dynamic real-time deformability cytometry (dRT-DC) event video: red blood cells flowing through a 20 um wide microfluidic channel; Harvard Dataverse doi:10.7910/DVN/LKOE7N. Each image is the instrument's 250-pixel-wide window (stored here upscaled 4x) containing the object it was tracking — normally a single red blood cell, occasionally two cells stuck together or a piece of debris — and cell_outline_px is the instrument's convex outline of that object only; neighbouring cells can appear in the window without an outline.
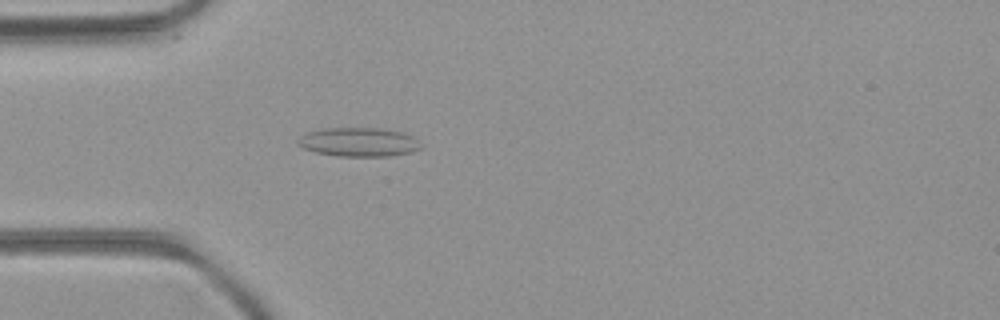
{"species": "common noctule bat (a hibernating species)", "species_latin": "Nyctalus noctula", "temperature_condition": "room temperature", "stored_images_in_passage": 47, "camera_frame_rate_fps": 3000, "um_per_image_px": 0.085, "animal": {"sex": "female", "body_mass_g": 21.9}, "frame": {"image": 1, "passage_image": 11, "time_ms": 3.333, "image_size_px": [1000, 320], "cell_outline_px": [[424, 148], [412, 152], [388, 156], [336, 156], [316, 152], [304, 148], [296, 144], [296, 140], [300, 136], [308, 132], [324, 128], [380, 128], [400, 132], [412, 136]], "centroid_in_image_um": [30.47, 12.08], "position_along_channel_um": 54.5, "area_um2": 20.75}}
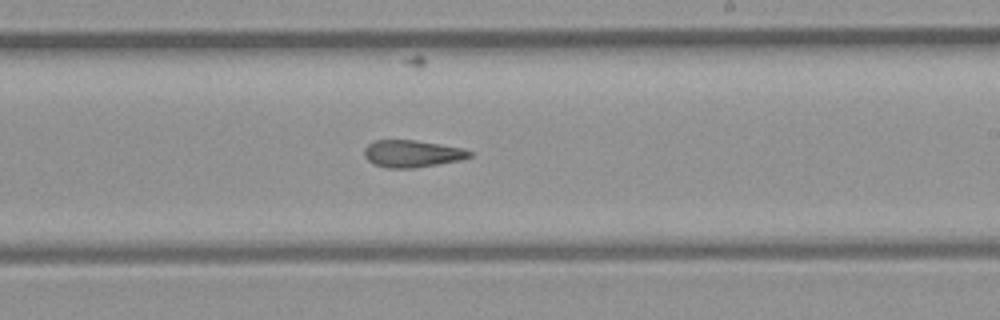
{"frame": {"image": 2, "passage_image": 26, "time_ms": 8.333, "image_size_px": [1000, 320], "cell_outline_px": [[472, 156], [460, 160], [416, 168], [388, 168], [372, 164], [364, 156], [364, 148], [368, 144], [376, 140], [416, 140], [460, 148], [472, 152]], "centroid_in_image_um": [34.99, 13.07], "position_along_channel_um": 254.0, "area_um2": 16.59}}
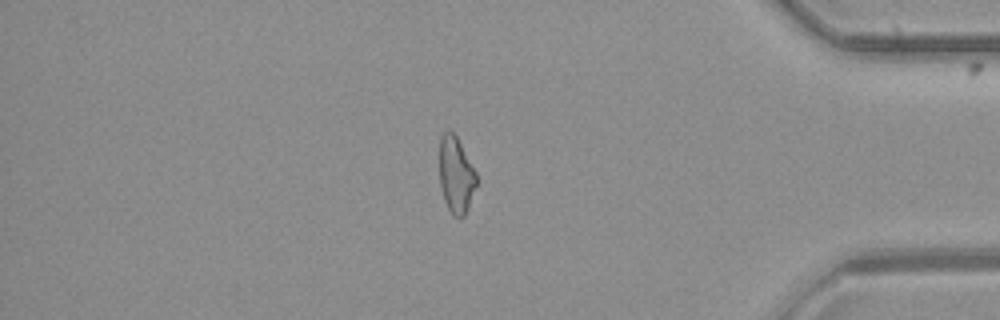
{"frame": {"image": 3, "passage_image": 39, "time_ms": 12.667, "image_size_px": [1000, 320], "cell_outline_px": [[476, 184], [464, 216], [452, 216], [444, 200], [440, 184], [440, 136], [444, 132], [452, 132], [456, 136], [476, 172]], "centroid_in_image_um": [38.74, 14.87], "position_along_channel_um": 396.5, "area_um2": 16.01}, "authors_computed_cell_mechanics": {"area_um2": 17.3978, "velocity_mm_per_s": 4.1033, "shape_relaxation_time_tau1_ms": null, "shape_relaxation_time_tau2_ms": 2.6897, "deformation_change_tau1": null, "deformation_change_tau2": 0.1027}}